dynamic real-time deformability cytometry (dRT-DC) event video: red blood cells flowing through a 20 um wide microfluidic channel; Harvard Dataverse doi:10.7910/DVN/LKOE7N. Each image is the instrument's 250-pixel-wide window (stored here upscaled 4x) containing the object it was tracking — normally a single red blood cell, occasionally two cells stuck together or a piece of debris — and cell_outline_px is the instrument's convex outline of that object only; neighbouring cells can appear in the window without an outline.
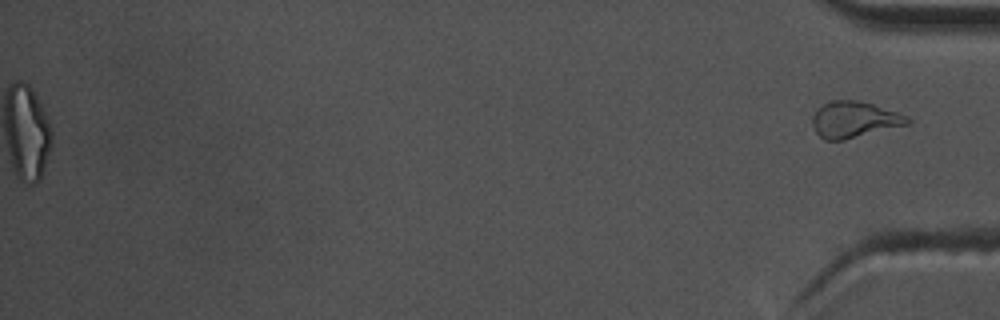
{"species": "common noctule bat (a hibernating species)", "species_latin": "Nyctalus noctula", "temperature_condition": "warm", "stored_images_in_passage": 43, "segment_of_instrument_passage": [2, 2], "camera_frame_rate_fps": 3000, "um_per_image_px": 0.085, "animal": {"sex": "male", "body_mass_g": 17.5, "forearm_length_mm": 52.3}, "frame": {"image": 1, "passage_image": 43, "time_ms": 14.0, "image_size_px": [1000, 320], "cell_outline_px": [[912, 120], [908, 124], [844, 140], [824, 140], [812, 128], [812, 116], [824, 104], [832, 100], [860, 100], [908, 116]], "centroid_in_image_um": [72.6, 10.17], "position_along_channel_um": 362.6, "area_um2": 19.88}}